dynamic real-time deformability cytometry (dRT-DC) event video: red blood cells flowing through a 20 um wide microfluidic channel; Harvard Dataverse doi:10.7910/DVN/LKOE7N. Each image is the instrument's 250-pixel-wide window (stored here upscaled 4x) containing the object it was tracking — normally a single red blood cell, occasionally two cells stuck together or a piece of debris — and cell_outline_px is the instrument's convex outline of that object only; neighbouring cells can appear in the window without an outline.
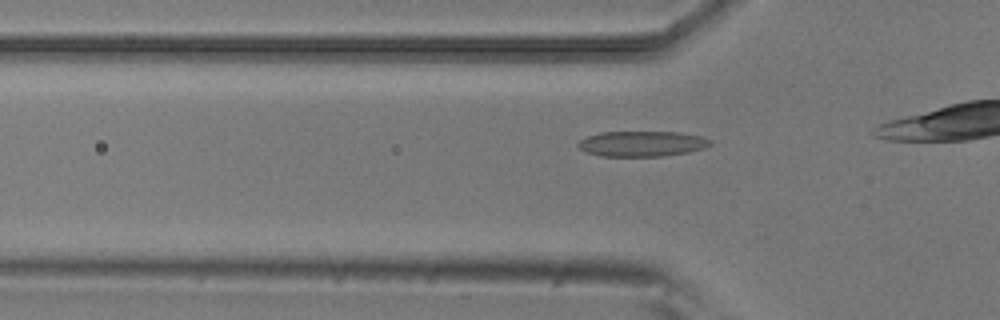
{"species": "common noctule bat (a hibernating species)", "species_latin": "Nyctalus noctula", "temperature_condition": "room temperature", "stored_images_in_passage": 21, "camera_frame_rate_fps": 3000, "um_per_image_px": 0.085, "animal": {"sex": "male", "body_mass_g": 20.5, "forearm_length_mm": 52.5}, "frame": {"image": 1, "passage_image": 12, "time_ms": 3.667, "image_size_px": [1000, 320], "cell_outline_px": [[712, 144], [704, 148], [688, 152], [660, 156], [600, 156], [588, 152], [580, 148], [576, 144], [580, 140], [588, 136], [600, 132], [680, 132], [700, 136], [712, 140]], "centroid_in_image_um": [54.58, 12.21], "position_along_channel_um": 71.2, "area_um2": 19.48}}